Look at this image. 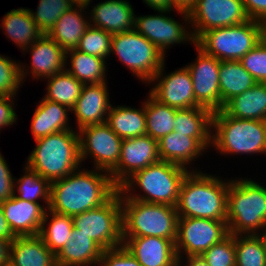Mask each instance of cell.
Masks as SVG:
<instances>
[{"instance_id":"cell-45","label":"cell","mask_w":266,"mask_h":266,"mask_svg":"<svg viewBox=\"0 0 266 266\" xmlns=\"http://www.w3.org/2000/svg\"><path fill=\"white\" fill-rule=\"evenodd\" d=\"M17 97L0 96V134L17 123L18 115L16 114ZM2 130V131H1Z\"/></svg>"},{"instance_id":"cell-24","label":"cell","mask_w":266,"mask_h":266,"mask_svg":"<svg viewBox=\"0 0 266 266\" xmlns=\"http://www.w3.org/2000/svg\"><path fill=\"white\" fill-rule=\"evenodd\" d=\"M33 111L30 132L34 141L61 131L75 130L71 125L73 119L70 113L72 112L64 105L41 97Z\"/></svg>"},{"instance_id":"cell-46","label":"cell","mask_w":266,"mask_h":266,"mask_svg":"<svg viewBox=\"0 0 266 266\" xmlns=\"http://www.w3.org/2000/svg\"><path fill=\"white\" fill-rule=\"evenodd\" d=\"M247 15L257 21L266 20V0H242Z\"/></svg>"},{"instance_id":"cell-31","label":"cell","mask_w":266,"mask_h":266,"mask_svg":"<svg viewBox=\"0 0 266 266\" xmlns=\"http://www.w3.org/2000/svg\"><path fill=\"white\" fill-rule=\"evenodd\" d=\"M10 262L14 266H56L55 254L39 235L17 236L11 242Z\"/></svg>"},{"instance_id":"cell-38","label":"cell","mask_w":266,"mask_h":266,"mask_svg":"<svg viewBox=\"0 0 266 266\" xmlns=\"http://www.w3.org/2000/svg\"><path fill=\"white\" fill-rule=\"evenodd\" d=\"M36 10L28 8L31 17L35 21L38 30L42 34L48 32L54 27L56 21L61 15L70 10L75 4L72 0H38Z\"/></svg>"},{"instance_id":"cell-28","label":"cell","mask_w":266,"mask_h":266,"mask_svg":"<svg viewBox=\"0 0 266 266\" xmlns=\"http://www.w3.org/2000/svg\"><path fill=\"white\" fill-rule=\"evenodd\" d=\"M103 249L89 236L76 234L74 227L67 244L55 255L56 266H98Z\"/></svg>"},{"instance_id":"cell-7","label":"cell","mask_w":266,"mask_h":266,"mask_svg":"<svg viewBox=\"0 0 266 266\" xmlns=\"http://www.w3.org/2000/svg\"><path fill=\"white\" fill-rule=\"evenodd\" d=\"M122 237H162L176 242L178 213L175 206L128 199L120 191Z\"/></svg>"},{"instance_id":"cell-30","label":"cell","mask_w":266,"mask_h":266,"mask_svg":"<svg viewBox=\"0 0 266 266\" xmlns=\"http://www.w3.org/2000/svg\"><path fill=\"white\" fill-rule=\"evenodd\" d=\"M108 65L106 60L77 49L65 53V70L83 85L107 82V78L111 77Z\"/></svg>"},{"instance_id":"cell-2","label":"cell","mask_w":266,"mask_h":266,"mask_svg":"<svg viewBox=\"0 0 266 266\" xmlns=\"http://www.w3.org/2000/svg\"><path fill=\"white\" fill-rule=\"evenodd\" d=\"M227 177L206 170L190 171L181 184L176 205L178 217L226 221L227 194L231 181V177Z\"/></svg>"},{"instance_id":"cell-29","label":"cell","mask_w":266,"mask_h":266,"mask_svg":"<svg viewBox=\"0 0 266 266\" xmlns=\"http://www.w3.org/2000/svg\"><path fill=\"white\" fill-rule=\"evenodd\" d=\"M106 124L122 139L146 135L145 99L139 108L112 104L106 118Z\"/></svg>"},{"instance_id":"cell-17","label":"cell","mask_w":266,"mask_h":266,"mask_svg":"<svg viewBox=\"0 0 266 266\" xmlns=\"http://www.w3.org/2000/svg\"><path fill=\"white\" fill-rule=\"evenodd\" d=\"M22 53L25 56L28 53L31 58H29V64L19 61L23 84L27 82V79L30 81H35V79L36 81H43L65 70L66 51L47 34H42Z\"/></svg>"},{"instance_id":"cell-26","label":"cell","mask_w":266,"mask_h":266,"mask_svg":"<svg viewBox=\"0 0 266 266\" xmlns=\"http://www.w3.org/2000/svg\"><path fill=\"white\" fill-rule=\"evenodd\" d=\"M212 116L213 112L202 106L176 109L174 131L195 138L210 153Z\"/></svg>"},{"instance_id":"cell-21","label":"cell","mask_w":266,"mask_h":266,"mask_svg":"<svg viewBox=\"0 0 266 266\" xmlns=\"http://www.w3.org/2000/svg\"><path fill=\"white\" fill-rule=\"evenodd\" d=\"M1 204L4 217L16 236L39 235L49 204L28 202L16 196Z\"/></svg>"},{"instance_id":"cell-20","label":"cell","mask_w":266,"mask_h":266,"mask_svg":"<svg viewBox=\"0 0 266 266\" xmlns=\"http://www.w3.org/2000/svg\"><path fill=\"white\" fill-rule=\"evenodd\" d=\"M129 0H104L87 6L90 25L111 35L134 29L135 8ZM91 7V8H90ZM91 9V10H90Z\"/></svg>"},{"instance_id":"cell-32","label":"cell","mask_w":266,"mask_h":266,"mask_svg":"<svg viewBox=\"0 0 266 266\" xmlns=\"http://www.w3.org/2000/svg\"><path fill=\"white\" fill-rule=\"evenodd\" d=\"M222 110L233 118L266 121V83L257 82L242 94L232 97Z\"/></svg>"},{"instance_id":"cell-55","label":"cell","mask_w":266,"mask_h":266,"mask_svg":"<svg viewBox=\"0 0 266 266\" xmlns=\"http://www.w3.org/2000/svg\"><path fill=\"white\" fill-rule=\"evenodd\" d=\"M261 42L266 46V20L261 21Z\"/></svg>"},{"instance_id":"cell-11","label":"cell","mask_w":266,"mask_h":266,"mask_svg":"<svg viewBox=\"0 0 266 266\" xmlns=\"http://www.w3.org/2000/svg\"><path fill=\"white\" fill-rule=\"evenodd\" d=\"M76 234H84L103 250L123 245L120 190L104 204L72 217Z\"/></svg>"},{"instance_id":"cell-42","label":"cell","mask_w":266,"mask_h":266,"mask_svg":"<svg viewBox=\"0 0 266 266\" xmlns=\"http://www.w3.org/2000/svg\"><path fill=\"white\" fill-rule=\"evenodd\" d=\"M201 256L210 266H236L235 235L229 234Z\"/></svg>"},{"instance_id":"cell-1","label":"cell","mask_w":266,"mask_h":266,"mask_svg":"<svg viewBox=\"0 0 266 266\" xmlns=\"http://www.w3.org/2000/svg\"><path fill=\"white\" fill-rule=\"evenodd\" d=\"M83 167L51 182L49 210L73 217L101 206L118 191L109 172Z\"/></svg>"},{"instance_id":"cell-44","label":"cell","mask_w":266,"mask_h":266,"mask_svg":"<svg viewBox=\"0 0 266 266\" xmlns=\"http://www.w3.org/2000/svg\"><path fill=\"white\" fill-rule=\"evenodd\" d=\"M98 266H142L124 246L103 250Z\"/></svg>"},{"instance_id":"cell-10","label":"cell","mask_w":266,"mask_h":266,"mask_svg":"<svg viewBox=\"0 0 266 266\" xmlns=\"http://www.w3.org/2000/svg\"><path fill=\"white\" fill-rule=\"evenodd\" d=\"M153 11L154 14L151 15L135 14L134 29L153 43L165 57L169 56L167 52L173 46L195 44L190 28L189 12L175 9H154ZM173 12L176 18L175 12L180 14L181 20L175 19L171 15Z\"/></svg>"},{"instance_id":"cell-23","label":"cell","mask_w":266,"mask_h":266,"mask_svg":"<svg viewBox=\"0 0 266 266\" xmlns=\"http://www.w3.org/2000/svg\"><path fill=\"white\" fill-rule=\"evenodd\" d=\"M160 161H166L186 168L189 171H202L194 167L208 151L192 137L172 131L158 141Z\"/></svg>"},{"instance_id":"cell-3","label":"cell","mask_w":266,"mask_h":266,"mask_svg":"<svg viewBox=\"0 0 266 266\" xmlns=\"http://www.w3.org/2000/svg\"><path fill=\"white\" fill-rule=\"evenodd\" d=\"M243 176L231 177L228 186L226 223L231 235H254L266 224L265 181Z\"/></svg>"},{"instance_id":"cell-19","label":"cell","mask_w":266,"mask_h":266,"mask_svg":"<svg viewBox=\"0 0 266 266\" xmlns=\"http://www.w3.org/2000/svg\"><path fill=\"white\" fill-rule=\"evenodd\" d=\"M109 82L100 84L83 85L75 107L71 110V115L75 120L73 126L75 130L88 125L104 124L112 102L109 96Z\"/></svg>"},{"instance_id":"cell-4","label":"cell","mask_w":266,"mask_h":266,"mask_svg":"<svg viewBox=\"0 0 266 266\" xmlns=\"http://www.w3.org/2000/svg\"><path fill=\"white\" fill-rule=\"evenodd\" d=\"M211 151L221 157H266V121L233 118L223 110L213 112Z\"/></svg>"},{"instance_id":"cell-12","label":"cell","mask_w":266,"mask_h":266,"mask_svg":"<svg viewBox=\"0 0 266 266\" xmlns=\"http://www.w3.org/2000/svg\"><path fill=\"white\" fill-rule=\"evenodd\" d=\"M78 133L82 166L90 159V168L110 173L119 163L123 139L106 123L85 126Z\"/></svg>"},{"instance_id":"cell-16","label":"cell","mask_w":266,"mask_h":266,"mask_svg":"<svg viewBox=\"0 0 266 266\" xmlns=\"http://www.w3.org/2000/svg\"><path fill=\"white\" fill-rule=\"evenodd\" d=\"M193 47L197 56L185 66L192 77L196 102L212 112L222 110L224 105L221 103L219 87L221 61L205 53L196 44Z\"/></svg>"},{"instance_id":"cell-43","label":"cell","mask_w":266,"mask_h":266,"mask_svg":"<svg viewBox=\"0 0 266 266\" xmlns=\"http://www.w3.org/2000/svg\"><path fill=\"white\" fill-rule=\"evenodd\" d=\"M239 61L257 82L266 83V46L262 42Z\"/></svg>"},{"instance_id":"cell-47","label":"cell","mask_w":266,"mask_h":266,"mask_svg":"<svg viewBox=\"0 0 266 266\" xmlns=\"http://www.w3.org/2000/svg\"><path fill=\"white\" fill-rule=\"evenodd\" d=\"M15 179H0V203L14 196Z\"/></svg>"},{"instance_id":"cell-50","label":"cell","mask_w":266,"mask_h":266,"mask_svg":"<svg viewBox=\"0 0 266 266\" xmlns=\"http://www.w3.org/2000/svg\"><path fill=\"white\" fill-rule=\"evenodd\" d=\"M11 242L0 238V266L10 262Z\"/></svg>"},{"instance_id":"cell-9","label":"cell","mask_w":266,"mask_h":266,"mask_svg":"<svg viewBox=\"0 0 266 266\" xmlns=\"http://www.w3.org/2000/svg\"><path fill=\"white\" fill-rule=\"evenodd\" d=\"M260 42L261 21L250 19L239 25L208 30L195 44L220 61H239Z\"/></svg>"},{"instance_id":"cell-51","label":"cell","mask_w":266,"mask_h":266,"mask_svg":"<svg viewBox=\"0 0 266 266\" xmlns=\"http://www.w3.org/2000/svg\"><path fill=\"white\" fill-rule=\"evenodd\" d=\"M143 4L151 10L174 9L171 0H142Z\"/></svg>"},{"instance_id":"cell-49","label":"cell","mask_w":266,"mask_h":266,"mask_svg":"<svg viewBox=\"0 0 266 266\" xmlns=\"http://www.w3.org/2000/svg\"><path fill=\"white\" fill-rule=\"evenodd\" d=\"M177 266H210L201 256L177 257Z\"/></svg>"},{"instance_id":"cell-35","label":"cell","mask_w":266,"mask_h":266,"mask_svg":"<svg viewBox=\"0 0 266 266\" xmlns=\"http://www.w3.org/2000/svg\"><path fill=\"white\" fill-rule=\"evenodd\" d=\"M74 228L71 216L46 210L39 236L44 244L56 255L71 238Z\"/></svg>"},{"instance_id":"cell-53","label":"cell","mask_w":266,"mask_h":266,"mask_svg":"<svg viewBox=\"0 0 266 266\" xmlns=\"http://www.w3.org/2000/svg\"><path fill=\"white\" fill-rule=\"evenodd\" d=\"M0 179H15L10 170L7 160L4 158L3 154L0 152Z\"/></svg>"},{"instance_id":"cell-27","label":"cell","mask_w":266,"mask_h":266,"mask_svg":"<svg viewBox=\"0 0 266 266\" xmlns=\"http://www.w3.org/2000/svg\"><path fill=\"white\" fill-rule=\"evenodd\" d=\"M0 21L3 35L15 44L20 52L31 46L42 35L27 7L13 8L4 14Z\"/></svg>"},{"instance_id":"cell-13","label":"cell","mask_w":266,"mask_h":266,"mask_svg":"<svg viewBox=\"0 0 266 266\" xmlns=\"http://www.w3.org/2000/svg\"><path fill=\"white\" fill-rule=\"evenodd\" d=\"M229 235L226 221L178 218L175 249L177 257L198 256Z\"/></svg>"},{"instance_id":"cell-39","label":"cell","mask_w":266,"mask_h":266,"mask_svg":"<svg viewBox=\"0 0 266 266\" xmlns=\"http://www.w3.org/2000/svg\"><path fill=\"white\" fill-rule=\"evenodd\" d=\"M236 266H266V250L254 235H235Z\"/></svg>"},{"instance_id":"cell-22","label":"cell","mask_w":266,"mask_h":266,"mask_svg":"<svg viewBox=\"0 0 266 266\" xmlns=\"http://www.w3.org/2000/svg\"><path fill=\"white\" fill-rule=\"evenodd\" d=\"M123 245L142 266H177L175 242L162 237H122Z\"/></svg>"},{"instance_id":"cell-57","label":"cell","mask_w":266,"mask_h":266,"mask_svg":"<svg viewBox=\"0 0 266 266\" xmlns=\"http://www.w3.org/2000/svg\"><path fill=\"white\" fill-rule=\"evenodd\" d=\"M2 266H14L11 262L5 264V265H2Z\"/></svg>"},{"instance_id":"cell-25","label":"cell","mask_w":266,"mask_h":266,"mask_svg":"<svg viewBox=\"0 0 266 266\" xmlns=\"http://www.w3.org/2000/svg\"><path fill=\"white\" fill-rule=\"evenodd\" d=\"M89 26L87 6L75 5L61 15L47 35L65 51H68L76 49L81 36Z\"/></svg>"},{"instance_id":"cell-40","label":"cell","mask_w":266,"mask_h":266,"mask_svg":"<svg viewBox=\"0 0 266 266\" xmlns=\"http://www.w3.org/2000/svg\"><path fill=\"white\" fill-rule=\"evenodd\" d=\"M112 35L101 28L90 25L81 36L76 49L109 61Z\"/></svg>"},{"instance_id":"cell-56","label":"cell","mask_w":266,"mask_h":266,"mask_svg":"<svg viewBox=\"0 0 266 266\" xmlns=\"http://www.w3.org/2000/svg\"><path fill=\"white\" fill-rule=\"evenodd\" d=\"M75 5L88 6L93 3V0H72Z\"/></svg>"},{"instance_id":"cell-37","label":"cell","mask_w":266,"mask_h":266,"mask_svg":"<svg viewBox=\"0 0 266 266\" xmlns=\"http://www.w3.org/2000/svg\"><path fill=\"white\" fill-rule=\"evenodd\" d=\"M22 168L21 176L15 177L14 196L28 202L50 204L51 182L26 164Z\"/></svg>"},{"instance_id":"cell-8","label":"cell","mask_w":266,"mask_h":266,"mask_svg":"<svg viewBox=\"0 0 266 266\" xmlns=\"http://www.w3.org/2000/svg\"><path fill=\"white\" fill-rule=\"evenodd\" d=\"M113 55L129 69L133 77L145 85L167 62V57L135 29L112 35L110 57Z\"/></svg>"},{"instance_id":"cell-14","label":"cell","mask_w":266,"mask_h":266,"mask_svg":"<svg viewBox=\"0 0 266 266\" xmlns=\"http://www.w3.org/2000/svg\"><path fill=\"white\" fill-rule=\"evenodd\" d=\"M194 41L204 32L242 24L250 20L242 0H197L189 11Z\"/></svg>"},{"instance_id":"cell-41","label":"cell","mask_w":266,"mask_h":266,"mask_svg":"<svg viewBox=\"0 0 266 266\" xmlns=\"http://www.w3.org/2000/svg\"><path fill=\"white\" fill-rule=\"evenodd\" d=\"M0 54V96L18 97L23 81L20 73L19 59Z\"/></svg>"},{"instance_id":"cell-6","label":"cell","mask_w":266,"mask_h":266,"mask_svg":"<svg viewBox=\"0 0 266 266\" xmlns=\"http://www.w3.org/2000/svg\"><path fill=\"white\" fill-rule=\"evenodd\" d=\"M34 146L24 164L50 182L64 178L82 166L77 130L50 134L35 140Z\"/></svg>"},{"instance_id":"cell-15","label":"cell","mask_w":266,"mask_h":266,"mask_svg":"<svg viewBox=\"0 0 266 266\" xmlns=\"http://www.w3.org/2000/svg\"><path fill=\"white\" fill-rule=\"evenodd\" d=\"M163 63L156 75L146 84L148 93L162 104L176 109L200 106L195 99L190 71L185 65L174 71H166Z\"/></svg>"},{"instance_id":"cell-54","label":"cell","mask_w":266,"mask_h":266,"mask_svg":"<svg viewBox=\"0 0 266 266\" xmlns=\"http://www.w3.org/2000/svg\"><path fill=\"white\" fill-rule=\"evenodd\" d=\"M257 238L260 240L262 246L266 250V224L262 227L260 231H258L256 234Z\"/></svg>"},{"instance_id":"cell-48","label":"cell","mask_w":266,"mask_h":266,"mask_svg":"<svg viewBox=\"0 0 266 266\" xmlns=\"http://www.w3.org/2000/svg\"><path fill=\"white\" fill-rule=\"evenodd\" d=\"M17 236L13 233L10 225L4 217L3 206L0 203V238L12 242Z\"/></svg>"},{"instance_id":"cell-33","label":"cell","mask_w":266,"mask_h":266,"mask_svg":"<svg viewBox=\"0 0 266 266\" xmlns=\"http://www.w3.org/2000/svg\"><path fill=\"white\" fill-rule=\"evenodd\" d=\"M256 83L257 81L244 69L240 61L220 62L219 87L223 105L232 97L242 94Z\"/></svg>"},{"instance_id":"cell-36","label":"cell","mask_w":266,"mask_h":266,"mask_svg":"<svg viewBox=\"0 0 266 266\" xmlns=\"http://www.w3.org/2000/svg\"><path fill=\"white\" fill-rule=\"evenodd\" d=\"M145 96V115L147 135L159 141L174 131L176 108L162 104L148 92Z\"/></svg>"},{"instance_id":"cell-5","label":"cell","mask_w":266,"mask_h":266,"mask_svg":"<svg viewBox=\"0 0 266 266\" xmlns=\"http://www.w3.org/2000/svg\"><path fill=\"white\" fill-rule=\"evenodd\" d=\"M189 172L179 165L159 161L135 172L119 190L131 200L176 207L181 184Z\"/></svg>"},{"instance_id":"cell-34","label":"cell","mask_w":266,"mask_h":266,"mask_svg":"<svg viewBox=\"0 0 266 266\" xmlns=\"http://www.w3.org/2000/svg\"><path fill=\"white\" fill-rule=\"evenodd\" d=\"M44 98L72 110L80 96L83 84L66 70L44 79Z\"/></svg>"},{"instance_id":"cell-52","label":"cell","mask_w":266,"mask_h":266,"mask_svg":"<svg viewBox=\"0 0 266 266\" xmlns=\"http://www.w3.org/2000/svg\"><path fill=\"white\" fill-rule=\"evenodd\" d=\"M175 10L189 12L196 4L197 0H171Z\"/></svg>"},{"instance_id":"cell-18","label":"cell","mask_w":266,"mask_h":266,"mask_svg":"<svg viewBox=\"0 0 266 266\" xmlns=\"http://www.w3.org/2000/svg\"><path fill=\"white\" fill-rule=\"evenodd\" d=\"M160 161L158 141L149 135L123 139L118 165L110 172L119 188L135 172Z\"/></svg>"}]
</instances>
